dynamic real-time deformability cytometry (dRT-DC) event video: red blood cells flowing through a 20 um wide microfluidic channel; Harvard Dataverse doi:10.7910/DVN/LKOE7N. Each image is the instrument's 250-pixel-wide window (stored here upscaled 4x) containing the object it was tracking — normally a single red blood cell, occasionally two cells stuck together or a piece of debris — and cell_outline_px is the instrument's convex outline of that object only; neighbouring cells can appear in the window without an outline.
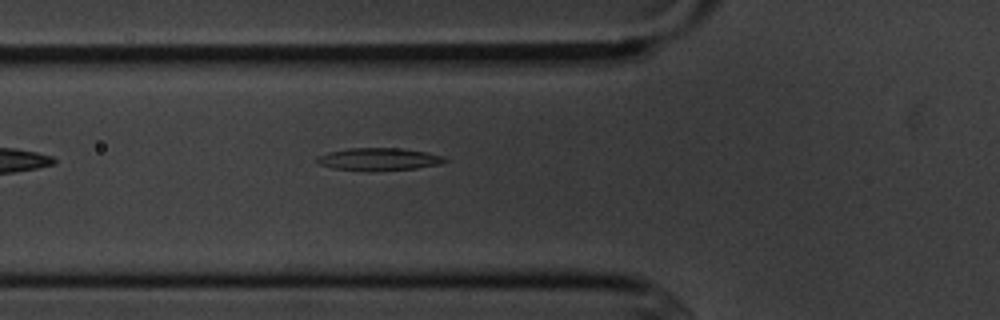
{"species": "common noctule bat (a hibernating species)", "species_latin": "Nyctalus noctula", "temperature_condition": "cold", "stored_images_in_passage": 6, "camera_frame_rate_fps": 3000, "um_per_image_px": 0.085, "animal": {"sex": "male", "body_mass_g": 20.1, "forearm_length_mm": 53.5}, "frame": {"image": 1, "passage_image": 6, "time_ms": 5.667, "image_size_px": [1000, 320], "cell_outline_px": [[448, 160], [440, 164], [416, 168], [368, 172], [336, 168], [320, 164], [316, 160], [316, 156], [328, 152], [348, 148], [404, 148], [444, 156]], "centroid_in_image_um": [32.2, 13.53], "position_along_channel_um": 93.6, "area_um2": 16.88}}